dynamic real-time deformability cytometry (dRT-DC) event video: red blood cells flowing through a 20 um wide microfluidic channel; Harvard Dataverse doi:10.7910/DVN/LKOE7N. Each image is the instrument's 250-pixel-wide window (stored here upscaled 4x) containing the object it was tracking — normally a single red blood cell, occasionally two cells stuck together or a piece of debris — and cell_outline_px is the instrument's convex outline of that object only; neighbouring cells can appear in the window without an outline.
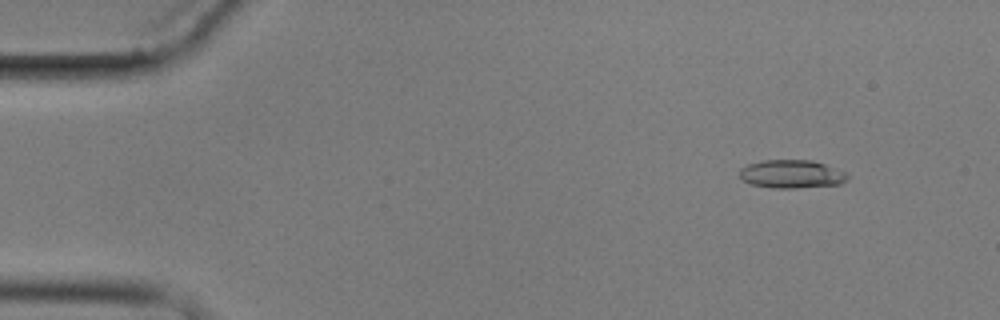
{"species": "common noctule bat (a hibernating species)", "species_latin": "Nyctalus noctula", "temperature_condition": "cold", "stored_images_in_passage": 3, "camera_frame_rate_fps": 3000, "um_per_image_px": 0.085, "animal": {"sex": "male", "body_mass_g": 17.9}, "frame": {"image": 1, "passage_image": 1, "time_ms": 0.0, "image_size_px": [1000, 320], "cell_outline_px": [[848, 180], [840, 184], [796, 188], [772, 188], [752, 184], [744, 180], [740, 176], [740, 168], [748, 164], [764, 160], [812, 160], [848, 172]], "centroid_in_image_um": [67.32, 14.79], "position_along_channel_um": 17.7, "area_um2": 17.8}}